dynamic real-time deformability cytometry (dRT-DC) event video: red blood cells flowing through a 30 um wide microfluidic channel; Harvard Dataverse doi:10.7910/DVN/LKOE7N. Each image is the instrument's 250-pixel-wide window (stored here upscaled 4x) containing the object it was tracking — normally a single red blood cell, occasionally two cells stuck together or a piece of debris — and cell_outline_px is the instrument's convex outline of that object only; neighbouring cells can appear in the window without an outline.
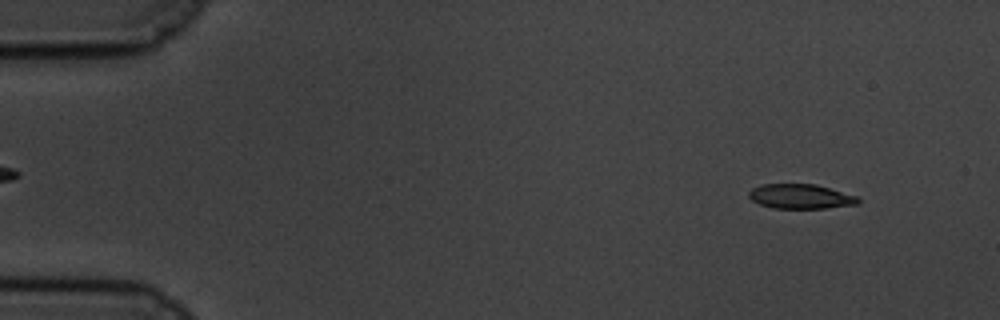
{"species": "common noctule bat (a hibernating species)", "species_latin": "Nyctalus noctula", "temperature_condition": "cold", "stored_images_in_passage": 60, "segment_of_instrument_passage": [1, 2], "camera_frame_rate_fps": 3000, "um_per_image_px": 0.085, "animal": {"sex": "male", "body_mass_g": 19.5, "forearm_length_mm": 54.6}, "frame": {"image": 1, "passage_image": 5, "time_ms": 1.333, "image_size_px": [1000, 320], "cell_outline_px": [[860, 204], [828, 208], [772, 208], [760, 204], [752, 200], [748, 196], [748, 192], [752, 188], [760, 184], [816, 184], [856, 196], [860, 200]], "centroid_in_image_um": [68.04, 16.7], "position_along_channel_um": 17.0, "area_um2": 15.72}}
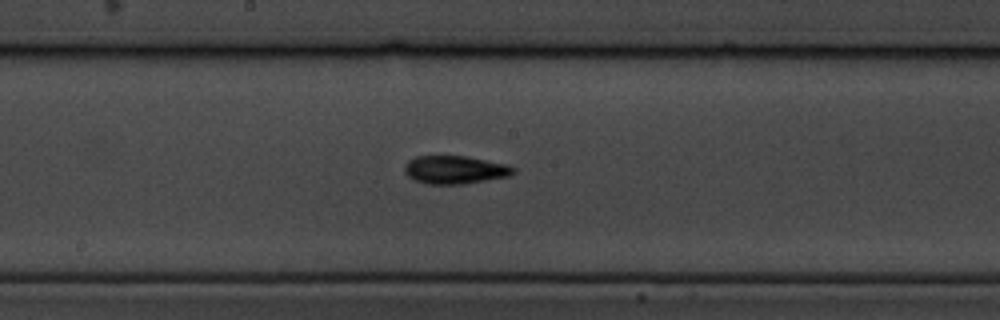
{"frame": {"image": 2, "passage_image": 31, "time_ms": 10.0, "image_size_px": [1000, 320], "cell_outline_px": [[516, 172], [508, 176], [464, 184], [428, 184], [416, 180], [408, 176], [404, 172], [404, 168], [408, 160], [416, 156], [464, 156], [504, 164], [516, 168]], "centroid_in_image_um": [38.65, 14.43], "position_along_channel_um": 209.6, "area_um2": 17.63}}
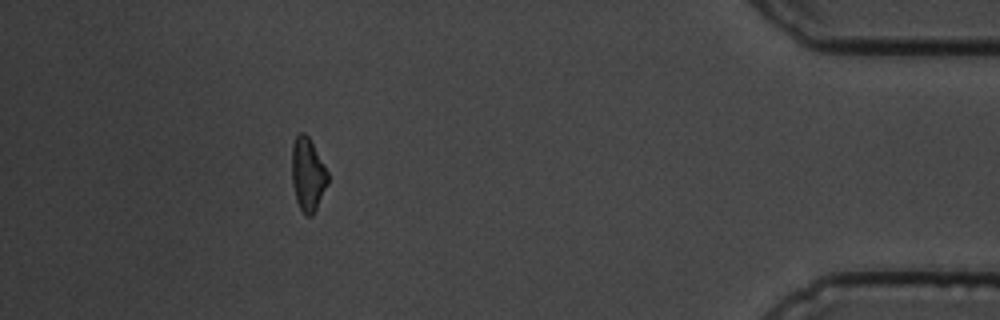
{"frame": {"image": 3, "passage_image": 53, "time_ms": 17.333, "image_size_px": [1000, 320], "cell_outline_px": [[328, 184], [312, 216], [308, 216], [300, 208], [296, 200], [292, 184], [292, 144], [296, 136], [300, 132], [304, 132], [308, 136], [328, 172]], "centroid_in_image_um": [26.15, 14.81], "position_along_channel_um": 409.0, "area_um2": 15.2}}